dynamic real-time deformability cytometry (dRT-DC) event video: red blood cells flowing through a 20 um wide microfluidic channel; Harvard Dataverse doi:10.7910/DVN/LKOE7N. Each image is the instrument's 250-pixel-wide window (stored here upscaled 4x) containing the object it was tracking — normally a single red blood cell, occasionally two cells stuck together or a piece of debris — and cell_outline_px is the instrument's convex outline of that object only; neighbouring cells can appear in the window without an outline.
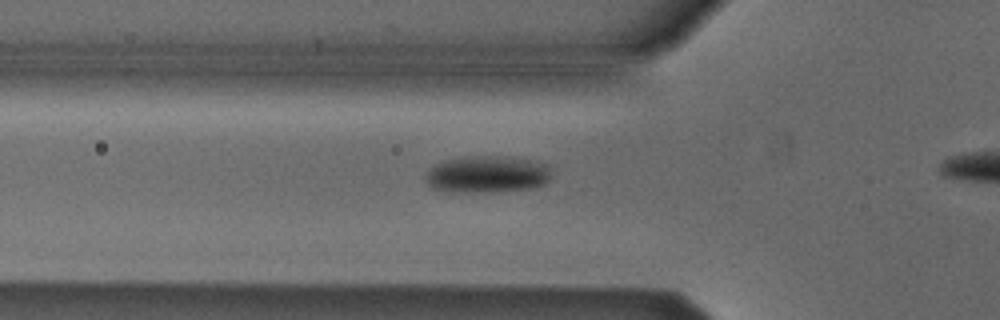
{"species": "Egyptian fruit bat (a non-hibernating species)", "species_latin": "Rousettus aegyptiacus", "temperature_condition": "cold", "stored_images_in_passage": 4, "segment_of_instrument_passage": [1, 2], "camera_frame_rate_fps": 3000, "um_per_image_px": 0.085, "animal": {"sex": "male"}, "frame": {"image": 1, "passage_image": 3, "time_ms": 3.333, "image_size_px": [1000, 320], "cell_outline_px": [[548, 180], [544, 184], [528, 188], [468, 192], [432, 188], [428, 184], [424, 176], [436, 164], [444, 160], [464, 156], [496, 156], [536, 160], [548, 164]], "centroid_in_image_um": [41.39, 14.78], "position_along_channel_um": 84.4, "area_um2": 26.41}}